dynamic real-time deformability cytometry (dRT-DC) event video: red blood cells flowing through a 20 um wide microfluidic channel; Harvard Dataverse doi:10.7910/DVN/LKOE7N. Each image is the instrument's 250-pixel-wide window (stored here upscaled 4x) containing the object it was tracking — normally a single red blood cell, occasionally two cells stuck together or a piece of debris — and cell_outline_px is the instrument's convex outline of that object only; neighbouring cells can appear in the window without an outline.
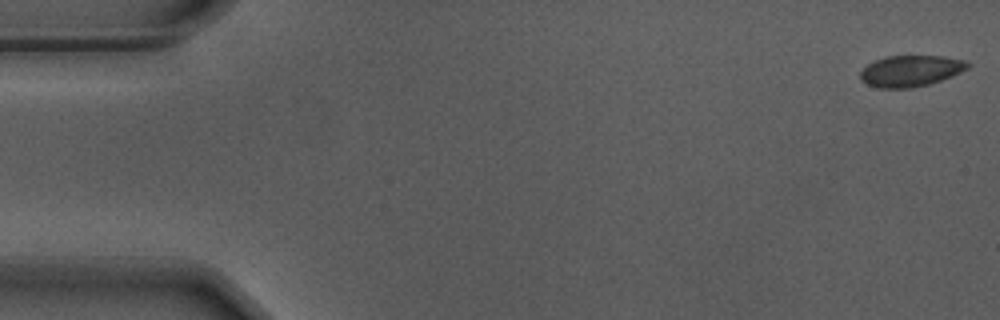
{"species": "Egyptian fruit bat (a non-hibernating species)", "species_latin": "Rousettus aegyptiacus", "temperature_condition": "warm", "stored_images_in_passage": 55, "camera_frame_rate_fps": 3000, "um_per_image_px": 0.085, "animal": {"sex": "male"}, "frame": {"image": 1, "passage_image": 1, "time_ms": 0.0, "image_size_px": [1000, 320], "cell_outline_px": [[972, 64], [968, 68], [952, 76], [928, 84], [908, 88], [880, 88], [868, 84], [860, 80], [860, 72], [868, 64], [884, 56], [944, 56], [968, 60]], "centroid_in_image_um": [77.44, 6.01], "position_along_channel_um": 7.6, "area_um2": 19.54}}
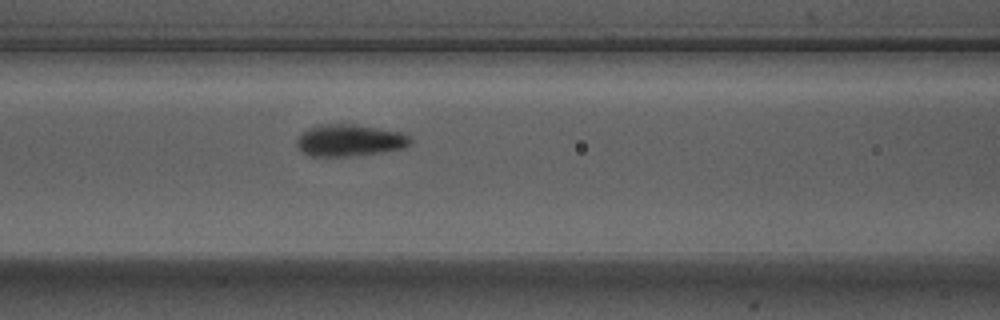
{"frame": {"image": 2, "passage_image": 23, "time_ms": 7.333, "image_size_px": [1000, 320], "cell_outline_px": [[412, 144], [400, 148], [380, 152], [348, 156], [312, 156], [304, 152], [296, 144], [296, 136], [300, 132], [308, 128], [320, 124], [356, 124], [400, 132], [408, 136], [412, 140]], "centroid_in_image_um": [29.67, 11.91], "position_along_channel_um": 136.9, "area_um2": 20.98}}
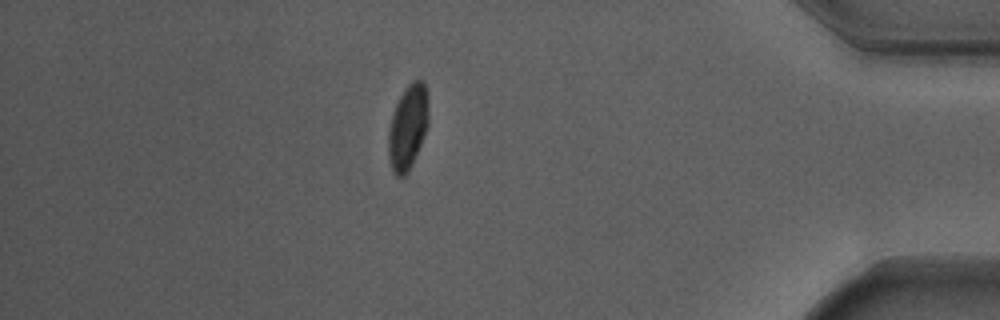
{"frame": {"image": 3, "passage_image": 48, "time_ms": 15.667, "image_size_px": [1000, 320], "cell_outline_px": [[428, 124], [420, 144], [408, 172], [404, 176], [396, 176], [392, 168], [388, 156], [388, 132], [392, 112], [404, 88], [412, 80], [424, 80], [428, 92]], "centroid_in_image_um": [34.66, 10.74], "position_along_channel_um": 400.5, "area_um2": 19.83}, "authors_computed_cell_mechanics": {"area_um2": 20.1722, "velocity_mm_per_s": 3.6965, "shape_relaxation_time_tau1_ms": 3.8797, "shape_relaxation_time_tau2_ms": null, "deformation_change_tau1": 0.1752, "deformation_change_tau2": null}}